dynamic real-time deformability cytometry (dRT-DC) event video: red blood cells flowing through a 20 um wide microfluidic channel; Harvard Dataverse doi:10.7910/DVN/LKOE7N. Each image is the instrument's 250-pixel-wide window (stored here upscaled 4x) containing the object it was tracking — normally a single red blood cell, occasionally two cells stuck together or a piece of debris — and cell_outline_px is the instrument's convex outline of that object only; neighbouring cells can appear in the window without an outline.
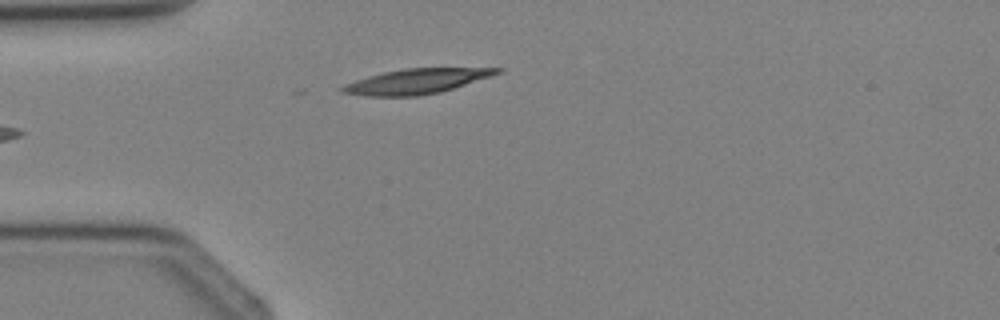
{"species": "Egyptian fruit bat (a non-hibernating species)", "species_latin": "Rousettus aegyptiacus", "temperature_condition": "cold", "stored_images_in_passage": 4, "camera_frame_rate_fps": 3000, "um_per_image_px": 0.085, "animal": {"sex": "female"}, "frame": {"image": 1, "passage_image": 4, "time_ms": 3.333, "image_size_px": [1000, 320], "cell_outline_px": [[504, 72], [492, 76], [440, 92], [420, 96], [364, 96], [340, 92], [340, 88], [344, 84], [368, 76], [384, 72], [404, 68], [504, 68]], "centroid_in_image_um": [35.4, 6.91], "position_along_channel_um": 49.6, "area_um2": 22.54}}